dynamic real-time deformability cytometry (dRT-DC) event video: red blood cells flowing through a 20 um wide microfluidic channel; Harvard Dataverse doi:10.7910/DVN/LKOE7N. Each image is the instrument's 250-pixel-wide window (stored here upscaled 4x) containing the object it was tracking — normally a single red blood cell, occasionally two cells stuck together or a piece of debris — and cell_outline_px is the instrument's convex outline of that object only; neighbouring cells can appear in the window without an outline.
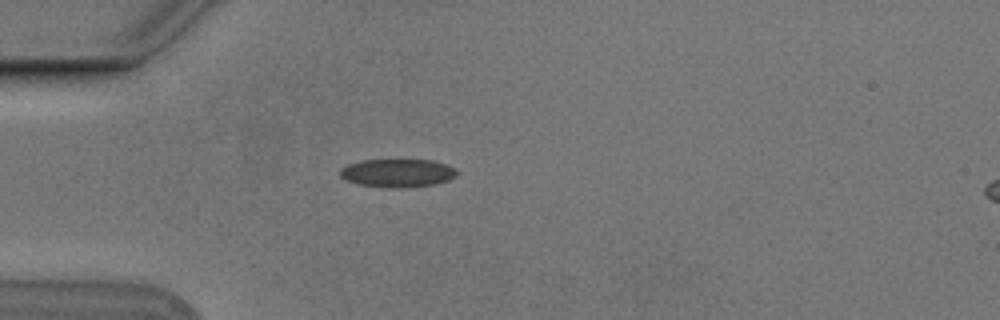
{"species": "Egyptian fruit bat (a non-hibernating species)", "species_latin": "Rousettus aegyptiacus", "temperature_condition": "cold", "stored_images_in_passage": 4, "camera_frame_rate_fps": 3000, "um_per_image_px": 0.085, "animal": {"sex": "male"}, "frame": {"image": 1, "passage_image": 3, "time_ms": 0.667, "image_size_px": [1000, 320], "cell_outline_px": [[456, 176], [448, 180], [436, 184], [404, 188], [384, 188], [360, 184], [348, 180], [340, 176], [340, 168], [348, 164], [360, 160], [432, 160], [444, 164], [452, 168], [456, 172]], "centroid_in_image_um": [33.76, 14.71], "position_along_channel_um": 51.2, "area_um2": 19.13}}